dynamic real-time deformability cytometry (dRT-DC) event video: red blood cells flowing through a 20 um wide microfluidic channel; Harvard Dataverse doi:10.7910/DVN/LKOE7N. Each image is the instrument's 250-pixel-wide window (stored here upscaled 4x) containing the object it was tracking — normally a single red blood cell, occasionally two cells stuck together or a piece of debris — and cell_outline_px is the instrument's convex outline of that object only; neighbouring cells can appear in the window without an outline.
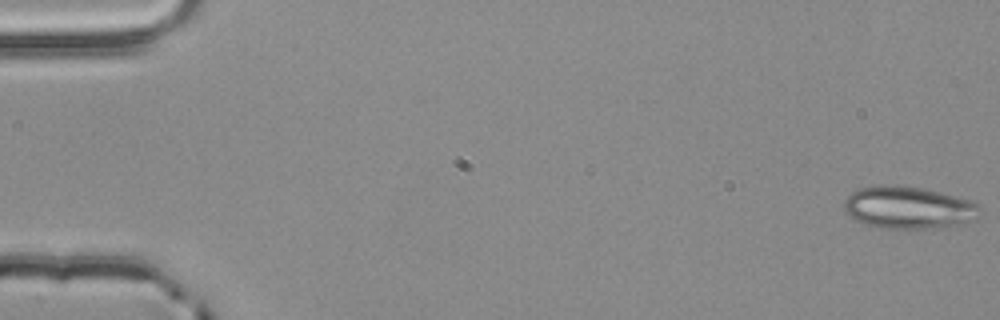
{"species": "common noctule bat (a hibernating species)", "species_latin": "Nyctalus noctula", "temperature_condition": "room temperature", "stored_images_in_passage": 56, "camera_frame_rate_fps": 3000, "um_per_image_px": 0.085, "animal": {"sex": "male", "body_mass_g": 20.4}, "frame": {"image": 1, "passage_image": 1, "time_ms": 0.0, "image_size_px": [1000, 320], "cell_outline_px": [[984, 212], [972, 220], [964, 224], [924, 228], [880, 228], [864, 224], [856, 220], [844, 212], [844, 200], [852, 192], [860, 188], [876, 184], [896, 184], [924, 188], [968, 200], [976, 204]], "centroid_in_image_um": [77.18, 17.63], "position_along_channel_um": 7.8, "area_um2": 33.64}}
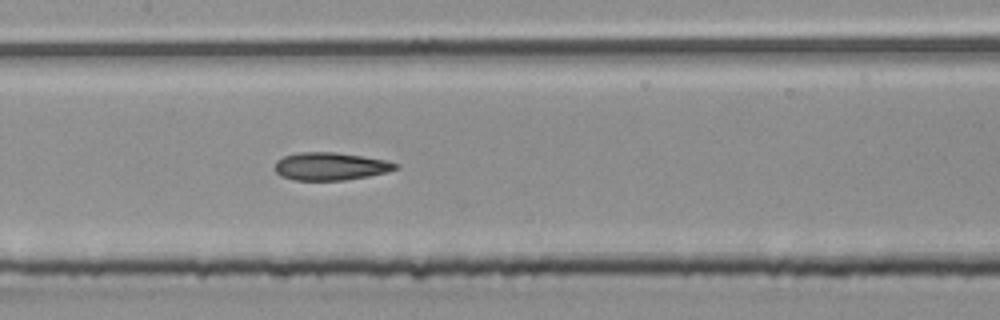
{"frame": {"image": 2, "passage_image": 27, "time_ms": 8.667, "image_size_px": [1000, 320], "cell_outline_px": [[400, 164], [396, 168], [388, 172], [368, 176], [344, 180], [296, 180], [280, 176], [276, 172], [276, 160], [284, 156], [296, 152], [336, 152], [388, 160]], "centroid_in_image_um": [28.1, 14.13], "position_along_channel_um": 179.3, "area_um2": 19.59}}
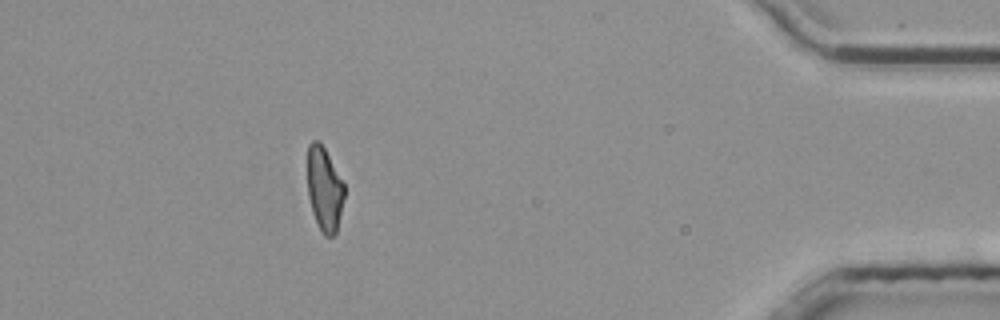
{"frame": {"image": 3, "passage_image": 49, "time_ms": 16.0, "image_size_px": [1000, 320], "cell_outline_px": [[344, 196], [336, 232], [332, 236], [324, 236], [312, 212], [308, 196], [308, 144], [312, 140], [316, 140], [324, 148], [344, 184]], "centroid_in_image_um": [27.56, 16.07], "position_along_channel_um": 407.6, "area_um2": 17.63}, "authors_computed_cell_mechanics": {"area_um2": 19.8543, "velocity_mm_per_s": 3.8694, "shape_relaxation_time_tau1_ms": 10.187, "shape_relaxation_time_tau2_ms": 2.0148, "deformation_change_tau1": 0.2177, "deformation_change_tau2": 0.1038}}